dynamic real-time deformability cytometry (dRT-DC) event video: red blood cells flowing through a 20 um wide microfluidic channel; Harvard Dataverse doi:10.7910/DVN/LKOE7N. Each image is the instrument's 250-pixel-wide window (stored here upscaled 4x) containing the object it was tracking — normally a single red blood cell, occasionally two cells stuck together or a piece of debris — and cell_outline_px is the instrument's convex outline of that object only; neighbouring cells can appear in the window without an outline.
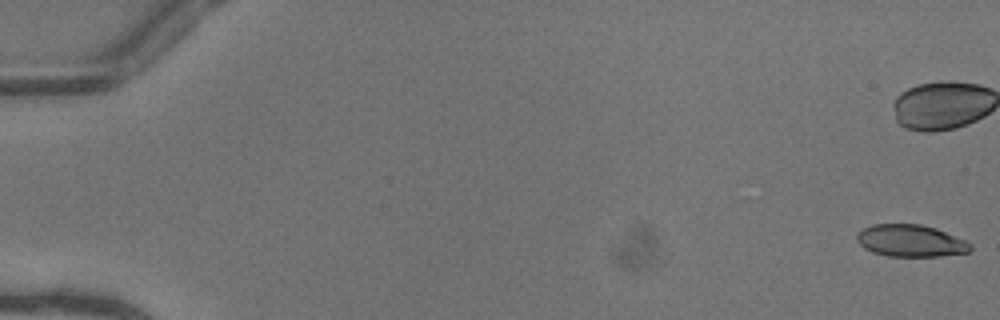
{"species": "common noctule bat (a hibernating species)", "species_latin": "Nyctalus noctula", "temperature_condition": "warm", "stored_images_in_passage": 53, "camera_frame_rate_fps": 3000, "um_per_image_px": 0.085, "animal": {"sex": "female"}, "frame": {"image": 1, "passage_image": 1, "time_ms": 0.0, "image_size_px": [1000, 320], "cell_outline_px": [[972, 248], [968, 252], [940, 256], [888, 256], [872, 252], [864, 248], [856, 240], [856, 232], [872, 224], [920, 224], [936, 228], [964, 240], [972, 244]], "centroid_in_image_um": [77.37, 20.46], "position_along_channel_um": 7.6, "area_um2": 21.21}}
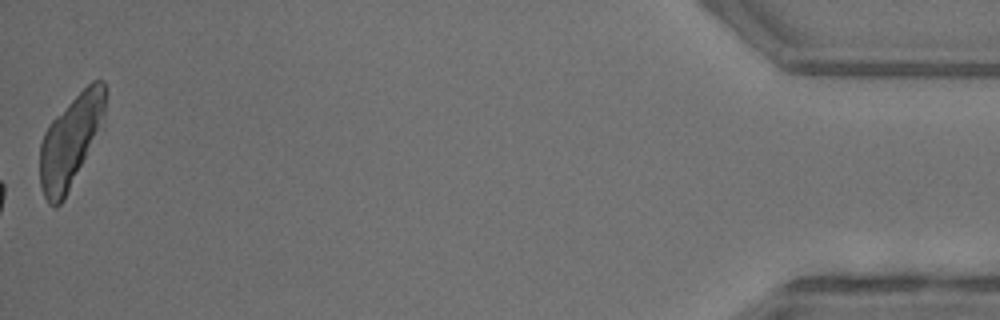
{"frame": {"image": 2, "passage_image": 53, "time_ms": 17.333, "image_size_px": [1000, 320], "cell_outline_px": [[104, 120], [64, 200], [56, 208], [48, 204], [44, 196], [40, 184], [40, 144], [44, 132], [48, 124], [92, 80], [104, 80]], "centroid_in_image_um": [5.96, 12.03], "position_along_channel_um": 429.2, "area_um2": 34.16}, "authors_computed_cell_mechanics": {"area_um2": 23.0622, "velocity_mm_per_s": 4.1218, "shape_relaxation_time_tau1_ms": 4.6374, "shape_relaxation_time_tau2_ms": 1.2175, "deformation_change_tau1": 0.1846, "deformation_change_tau2": 0.0869}}